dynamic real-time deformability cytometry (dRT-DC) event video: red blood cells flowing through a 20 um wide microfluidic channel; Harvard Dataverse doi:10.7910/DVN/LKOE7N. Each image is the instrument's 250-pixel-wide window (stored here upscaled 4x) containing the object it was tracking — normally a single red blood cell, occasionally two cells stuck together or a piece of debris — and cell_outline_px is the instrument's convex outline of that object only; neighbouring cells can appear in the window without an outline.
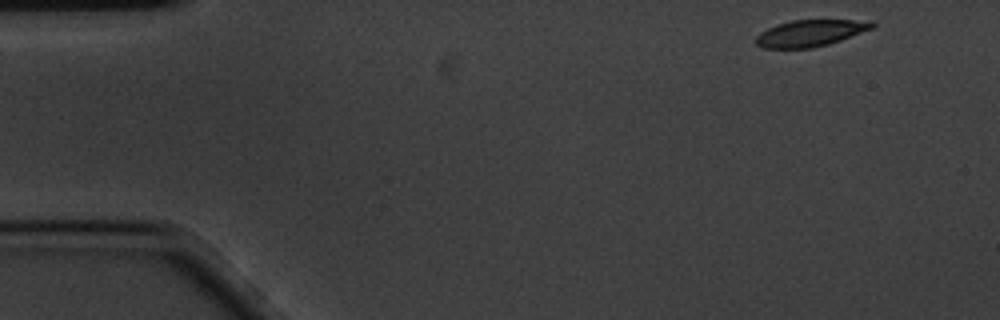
{"species": "common noctule bat (a hibernating species)", "species_latin": "Nyctalus noctula", "temperature_condition": "cold", "stored_images_in_passage": 9, "camera_frame_rate_fps": 3000, "um_per_image_px": 0.085, "animal": {"sex": "male", "body_mass_g": 20.1, "forearm_length_mm": 53.5}, "frame": {"image": 1, "passage_image": 1, "time_ms": 0.0, "image_size_px": [1000, 320], "cell_outline_px": [[876, 24], [872, 28], [840, 40], [828, 44], [812, 48], [764, 48], [756, 44], [752, 40], [760, 32], [776, 24], [792, 20], [876, 20]], "centroid_in_image_um": [68.85, 2.81], "position_along_channel_um": 16.1, "area_um2": 18.09}}
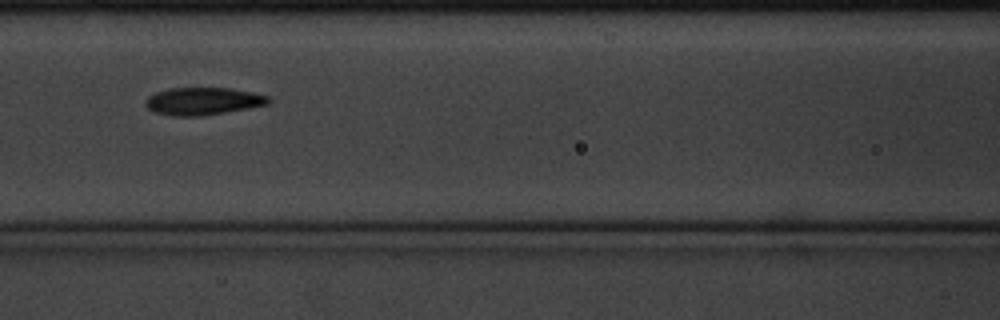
{"frame": {"image": 2, "passage_image": 6, "time_ms": 1.667, "image_size_px": [1000, 320], "cell_outline_px": [[272, 100], [268, 104], [248, 108], [200, 116], [176, 116], [152, 112], [144, 104], [148, 96], [156, 92], [172, 88], [232, 88], [252, 92], [268, 96]], "centroid_in_image_um": [17.25, 8.6], "position_along_channel_um": 149.4, "area_um2": 19.65}}
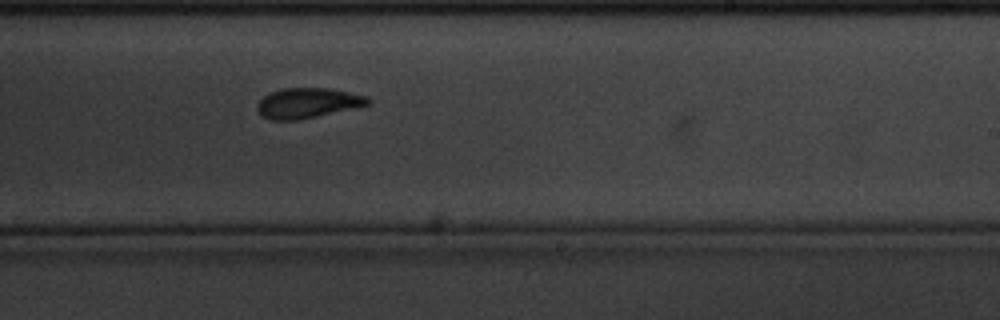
{"frame": {"image": 3, "passage_image": 9, "time_ms": 2.667, "image_size_px": [1000, 320], "cell_outline_px": [[372, 100], [368, 104], [316, 116], [296, 120], [272, 120], [264, 116], [256, 108], [256, 104], [264, 96], [272, 92], [284, 88], [328, 88], [368, 96]], "centroid_in_image_um": [26.13, 8.74], "position_along_channel_um": 262.9, "area_um2": 19.02}}